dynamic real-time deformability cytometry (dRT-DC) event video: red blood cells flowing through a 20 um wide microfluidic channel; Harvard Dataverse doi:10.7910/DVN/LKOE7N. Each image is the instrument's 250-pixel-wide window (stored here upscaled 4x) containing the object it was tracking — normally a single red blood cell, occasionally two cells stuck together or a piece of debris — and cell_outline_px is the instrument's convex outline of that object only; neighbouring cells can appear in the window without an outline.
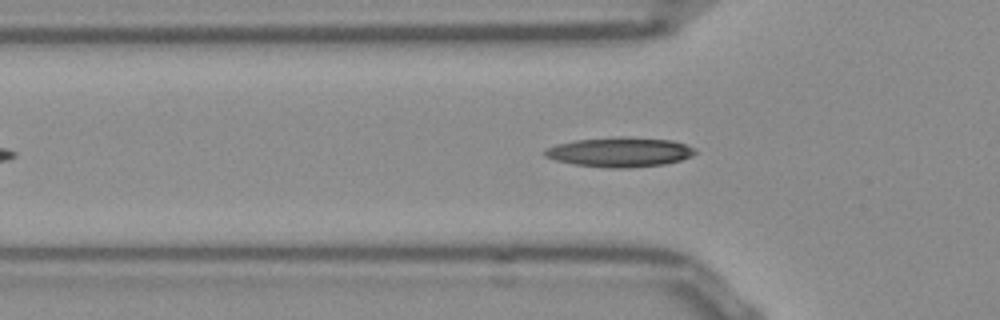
{"species": "Egyptian fruit bat (a non-hibernating species)", "species_latin": "Rousettus aegyptiacus", "temperature_condition": "room temperature", "stored_images_in_passage": 44, "camera_frame_rate_fps": 3000, "um_per_image_px": 0.085, "frame": {"image": 1, "passage_image": 12, "time_ms": 3.667, "image_size_px": [1000, 320], "cell_outline_px": [[696, 152], [692, 156], [680, 160], [664, 164], [628, 168], [608, 168], [572, 164], [556, 160], [544, 156], [544, 148], [556, 144], [576, 140], [620, 136], [672, 140], [696, 148]], "centroid_in_image_um": [52.66, 12.92], "position_along_channel_um": 73.1, "area_um2": 26.07}}
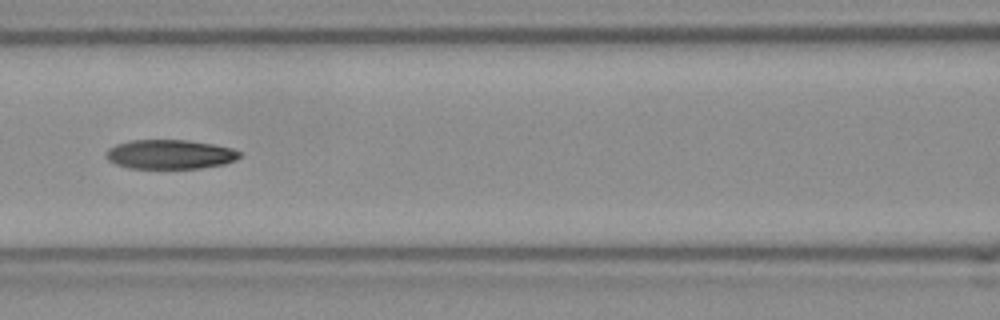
{"frame": {"image": 2, "passage_image": 18, "time_ms": 5.667, "image_size_px": [1000, 320], "cell_outline_px": [[240, 156], [236, 160], [224, 164], [200, 168], [128, 168], [116, 164], [108, 160], [108, 148], [116, 144], [132, 140], [188, 140], [212, 144], [232, 148], [240, 152]], "centroid_in_image_um": [14.46, 13.12], "position_along_channel_um": 152.1, "area_um2": 22.66}}
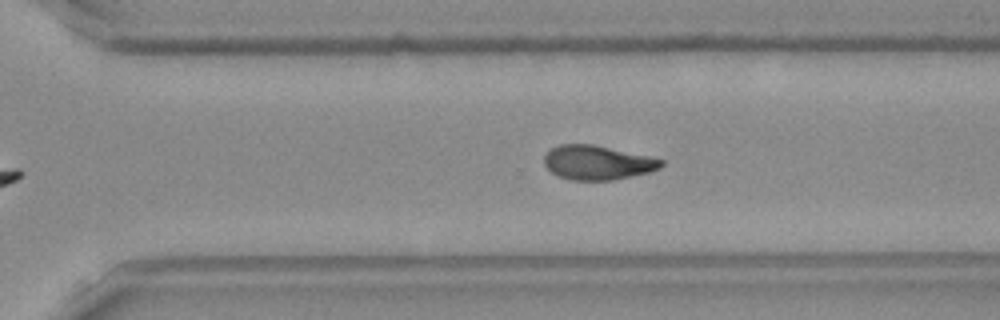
{"frame": {"image": 3, "passage_image": 31, "time_ms": 10.0, "image_size_px": [1000, 320], "cell_outline_px": [[664, 164], [660, 168], [648, 172], [612, 180], [572, 180], [560, 176], [552, 172], [544, 164], [544, 156], [552, 148], [560, 144], [592, 144], [648, 156], [664, 160]], "centroid_in_image_um": [50.78, 13.81], "position_along_channel_um": 319.8, "area_um2": 23.06}}